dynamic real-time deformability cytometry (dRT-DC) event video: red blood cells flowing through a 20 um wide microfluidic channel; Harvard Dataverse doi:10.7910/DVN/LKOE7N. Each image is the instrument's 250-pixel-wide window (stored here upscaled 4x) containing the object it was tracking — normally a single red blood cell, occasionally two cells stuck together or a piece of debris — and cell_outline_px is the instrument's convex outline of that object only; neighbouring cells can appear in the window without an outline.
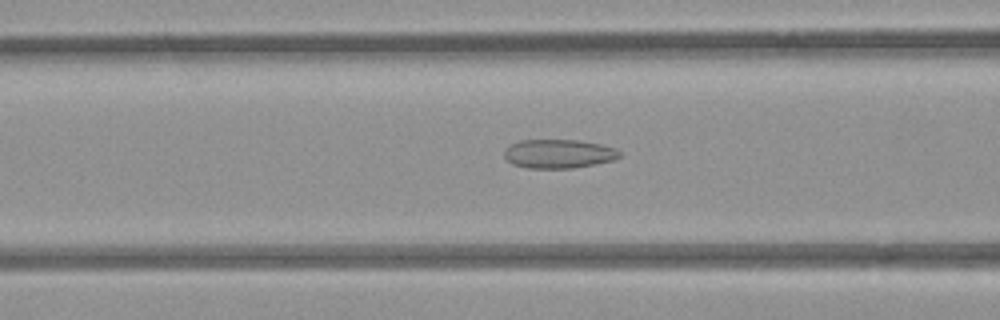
{"species": "common noctule bat (a hibernating species)", "species_latin": "Nyctalus noctula", "temperature_condition": "room temperature", "stored_images_in_passage": 38, "camera_frame_rate_fps": 3000, "um_per_image_px": 0.085, "animal": {"sex": "female", "body_mass_g": 21.9}, "frame": {"image": 1, "passage_image": 8, "time_ms": 2.333, "image_size_px": [1000, 320], "cell_outline_px": [[620, 156], [612, 160], [572, 168], [528, 168], [512, 164], [504, 156], [504, 152], [512, 144], [520, 140], [580, 140], [600, 144], [616, 148], [620, 152]], "centroid_in_image_um": [47.48, 13.06], "position_along_channel_um": 119.1, "area_um2": 19.19}}
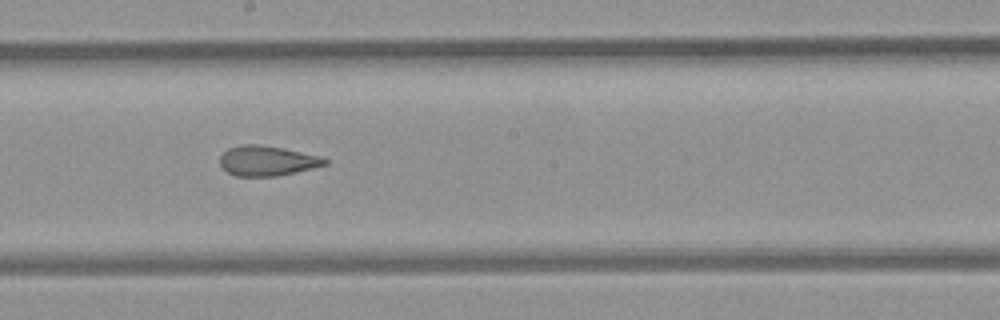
{"frame": {"image": 2, "passage_image": 16, "time_ms": 5.0, "image_size_px": [1000, 320], "cell_outline_px": [[328, 164], [296, 172], [276, 176], [236, 176], [228, 172], [220, 164], [220, 156], [228, 148], [244, 144], [260, 144], [284, 148], [320, 156], [328, 160]], "centroid_in_image_um": [22.71, 13.66], "position_along_channel_um": 225.5, "area_um2": 18.32}}
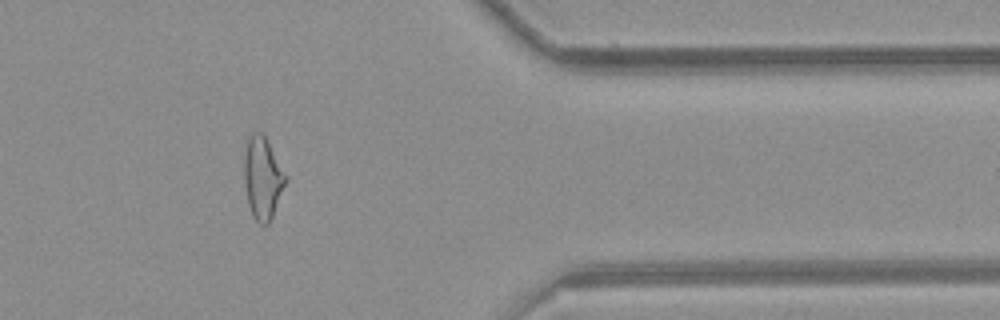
{"frame": {"image": 3, "passage_image": 30, "time_ms": 9.667, "image_size_px": [1000, 320], "cell_outline_px": [[288, 180], [272, 216], [268, 224], [260, 224], [252, 216], [248, 204], [244, 184], [244, 152], [248, 136], [252, 132], [260, 132], [264, 136], [288, 176]], "centroid_in_image_um": [22.32, 15.12], "position_along_channel_um": 389.1, "area_um2": 20.0}}